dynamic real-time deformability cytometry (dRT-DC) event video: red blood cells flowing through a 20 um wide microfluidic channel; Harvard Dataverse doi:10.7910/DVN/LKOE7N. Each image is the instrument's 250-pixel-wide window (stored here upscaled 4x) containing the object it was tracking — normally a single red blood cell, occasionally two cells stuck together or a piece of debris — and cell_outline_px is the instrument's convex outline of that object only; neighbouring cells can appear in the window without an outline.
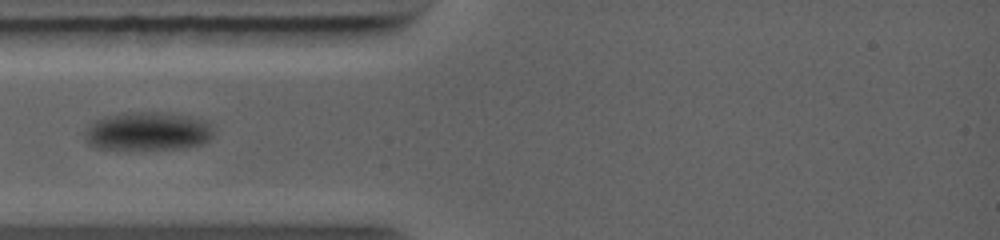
{"species": "common noctule bat (a hibernating species)", "species_latin": "Nyctalus noctula", "temperature_condition": "warm", "stored_images_in_passage": 22, "camera_frame_rate_fps": 5000, "um_per_image_px": 0.085, "animal": {"sex": "female", "body_mass_g": 19.0, "forearm_length_mm": 56.7}, "frame": {"image": 1, "passage_image": 1, "time_ms": 0.0, "image_size_px": [1000, 240], "cell_outline_px": [[212, 136], [208, 140], [200, 144], [184, 148], [92, 148], [84, 140], [84, 132], [88, 124], [96, 120], [124, 112], [160, 112], [188, 116], [204, 120], [212, 128]], "centroid_in_image_um": [12.5, 11.15], "position_along_channel_um": 72.5, "area_um2": 28.55}}
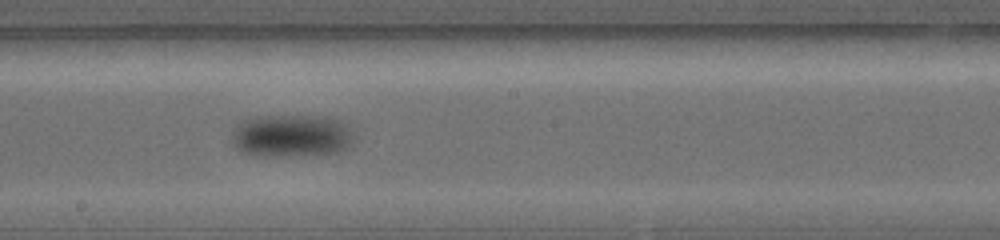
{"frame": {"image": 2, "passage_image": 12, "time_ms": 3.6, "image_size_px": [1000, 240], "cell_outline_px": [[356, 140], [348, 148], [340, 152], [316, 156], [252, 156], [240, 152], [232, 144], [232, 132], [236, 124], [240, 120], [256, 116], [328, 116], [340, 120], [352, 132]], "centroid_in_image_um": [24.77, 11.56], "position_along_channel_um": 223.4, "area_um2": 31.44}}
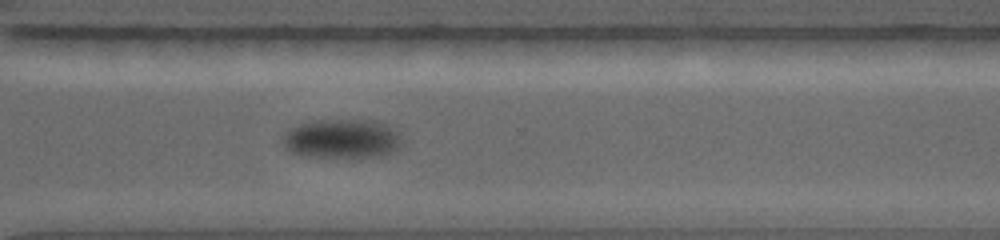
{"frame": {"image": 3, "passage_image": 20, "time_ms": 6.4, "image_size_px": [1000, 240], "cell_outline_px": [[400, 148], [396, 152], [380, 156], [300, 156], [284, 148], [280, 140], [296, 124], [316, 120], [376, 120], [400, 132]], "centroid_in_image_um": [29.07, 11.78], "position_along_channel_um": 341.5, "area_um2": 27.28}}